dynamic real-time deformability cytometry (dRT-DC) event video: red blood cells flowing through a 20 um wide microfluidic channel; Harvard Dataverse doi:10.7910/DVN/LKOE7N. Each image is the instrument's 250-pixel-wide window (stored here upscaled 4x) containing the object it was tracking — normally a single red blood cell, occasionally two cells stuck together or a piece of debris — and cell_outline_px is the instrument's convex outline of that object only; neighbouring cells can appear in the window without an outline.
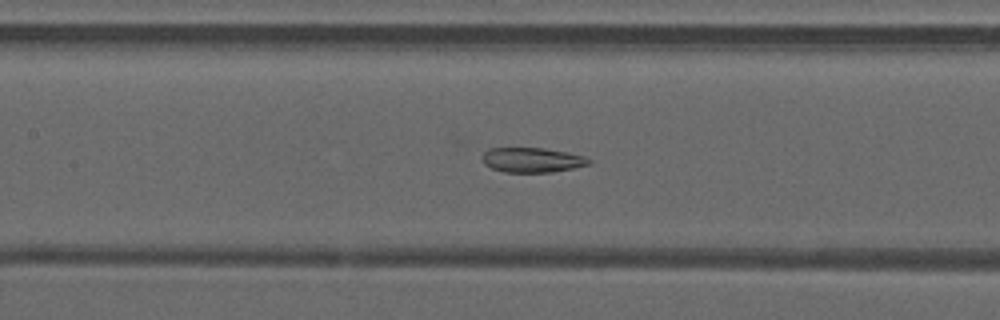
{"species": "common noctule bat (a hibernating species)", "species_latin": "Nyctalus noctula", "temperature_condition": "warm", "stored_images_in_passage": 36, "camera_frame_rate_fps": 3000, "um_per_image_px": 0.085, "animal": {"sex": "male", "forearm_length_mm": 52.5}, "frame": {"image": 1, "passage_image": 12, "time_ms": 3.667, "image_size_px": [1000, 320], "cell_outline_px": [[592, 160], [588, 164], [572, 168], [552, 172], [504, 172], [492, 168], [484, 164], [484, 152], [488, 148], [544, 148], [568, 152], [584, 156]], "centroid_in_image_um": [45.24, 13.59], "position_along_channel_um": 162.2, "area_um2": 15.26}}
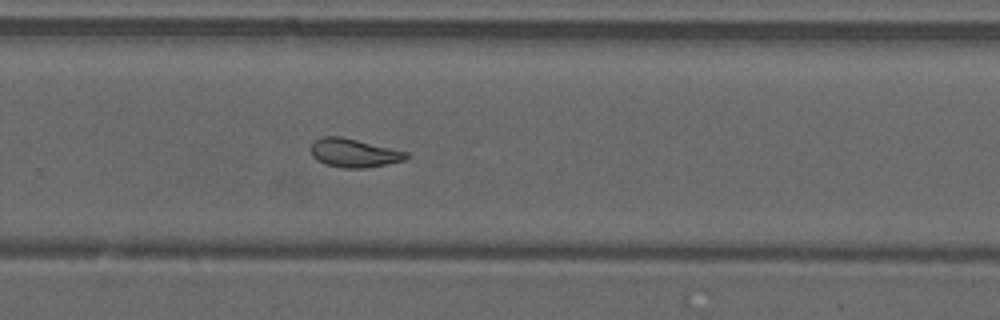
{"frame": {"image": 2, "passage_image": 22, "time_ms": 7.0, "image_size_px": [1000, 320], "cell_outline_px": [[408, 156], [404, 160], [364, 168], [344, 168], [328, 164], [316, 160], [312, 156], [312, 144], [320, 136], [340, 136], [408, 152]], "centroid_in_image_um": [30.06, 12.99], "position_along_channel_um": 299.7, "area_um2": 15.55}}
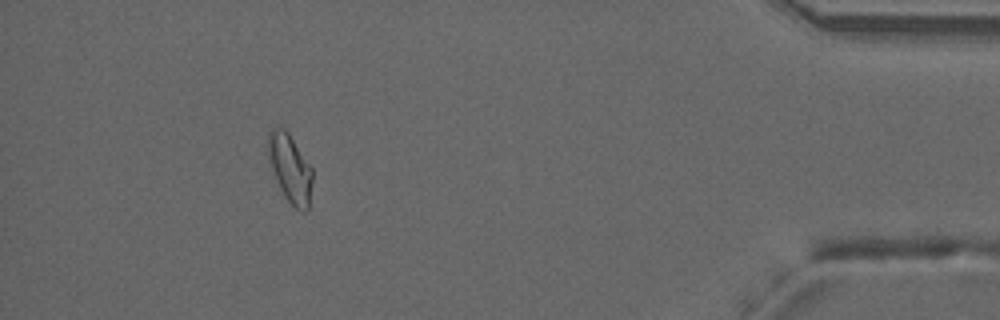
{"frame": {"image": 3, "passage_image": 34, "time_ms": 11.0, "image_size_px": [1000, 320], "cell_outline_px": [[312, 180], [308, 208], [304, 212], [300, 212], [288, 200], [280, 188], [272, 168], [268, 156], [268, 132], [272, 128], [284, 128], [288, 132], [312, 168]], "centroid_in_image_um": [24.66, 14.3], "position_along_channel_um": 410.5, "area_um2": 17.22}}